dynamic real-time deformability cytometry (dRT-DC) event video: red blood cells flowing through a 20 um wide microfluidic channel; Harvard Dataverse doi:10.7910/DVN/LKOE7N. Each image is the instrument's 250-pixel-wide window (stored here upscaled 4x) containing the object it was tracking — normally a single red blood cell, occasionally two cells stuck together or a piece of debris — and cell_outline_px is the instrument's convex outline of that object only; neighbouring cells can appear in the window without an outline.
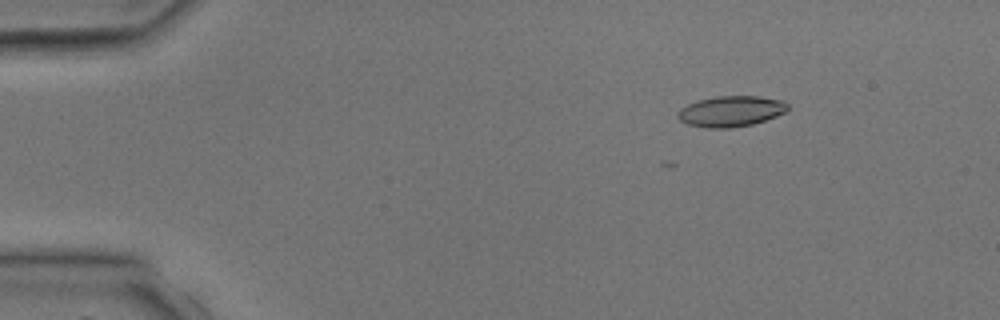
{"species": "common noctule bat (a hibernating species)", "species_latin": "Nyctalus noctula", "temperature_condition": "room temperature", "stored_images_in_passage": 3, "camera_frame_rate_fps": 3000, "um_per_image_px": 0.085, "animal": {"sex": "male", "body_mass_g": 17.9, "forearm_length_mm": 54.2}, "frame": {"image": 1, "passage_image": 1, "time_ms": 0.0, "image_size_px": [1000, 320], "cell_outline_px": [[788, 112], [752, 124], [728, 128], [708, 128], [688, 124], [680, 120], [676, 116], [680, 108], [688, 104], [700, 100], [716, 96], [760, 96], [784, 100], [788, 104]], "centroid_in_image_um": [62.16, 9.45], "position_along_channel_um": 22.8, "area_um2": 19.71}}
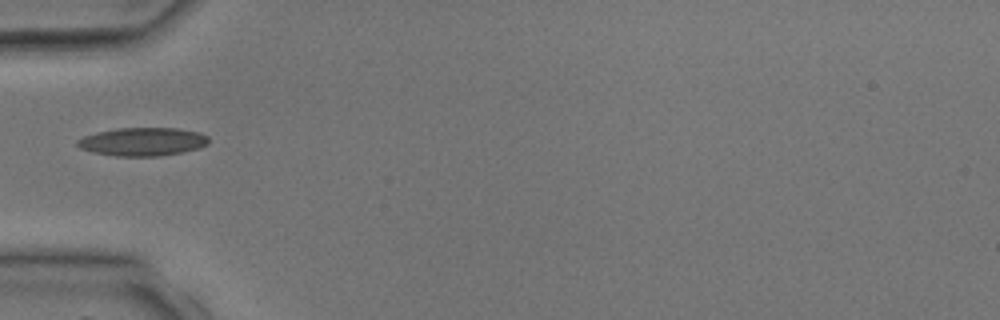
{"frame": {"image": 2, "passage_image": 3, "time_ms": 2.667, "image_size_px": [1000, 320], "cell_outline_px": [[208, 144], [200, 148], [184, 152], [160, 156], [116, 156], [92, 152], [80, 148], [76, 144], [76, 140], [84, 136], [96, 132], [116, 128], [176, 128], [200, 132], [208, 136]], "centroid_in_image_um": [12.13, 12.04], "position_along_channel_um": 72.9, "area_um2": 21.85}}